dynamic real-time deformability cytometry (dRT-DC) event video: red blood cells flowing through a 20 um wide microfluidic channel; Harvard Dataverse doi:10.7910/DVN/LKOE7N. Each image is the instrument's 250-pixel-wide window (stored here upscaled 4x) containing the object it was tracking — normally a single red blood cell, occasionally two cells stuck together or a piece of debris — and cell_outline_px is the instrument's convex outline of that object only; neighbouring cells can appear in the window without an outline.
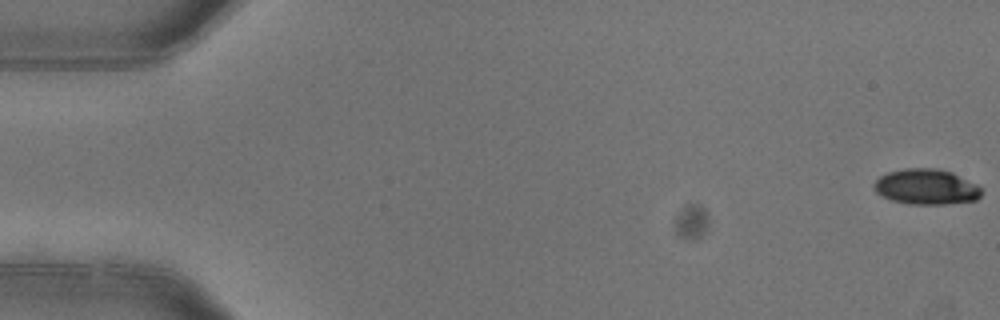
{"species": "common noctule bat (a hibernating species)", "species_latin": "Nyctalus noctula", "temperature_condition": "warm", "stored_images_in_passage": 5, "camera_frame_rate_fps": 3000, "um_per_image_px": 0.085, "animal": {"sex": "female"}, "frame": {"image": 1, "passage_image": 1, "time_ms": 0.0, "image_size_px": [1000, 320], "cell_outline_px": [[980, 196], [976, 200], [944, 204], [908, 204], [892, 200], [876, 192], [872, 184], [880, 176], [888, 172], [904, 168], [936, 168], [952, 172], [976, 184], [980, 188]], "centroid_in_image_um": [78.71, 15.87], "position_along_channel_um": 6.3, "area_um2": 22.08}}